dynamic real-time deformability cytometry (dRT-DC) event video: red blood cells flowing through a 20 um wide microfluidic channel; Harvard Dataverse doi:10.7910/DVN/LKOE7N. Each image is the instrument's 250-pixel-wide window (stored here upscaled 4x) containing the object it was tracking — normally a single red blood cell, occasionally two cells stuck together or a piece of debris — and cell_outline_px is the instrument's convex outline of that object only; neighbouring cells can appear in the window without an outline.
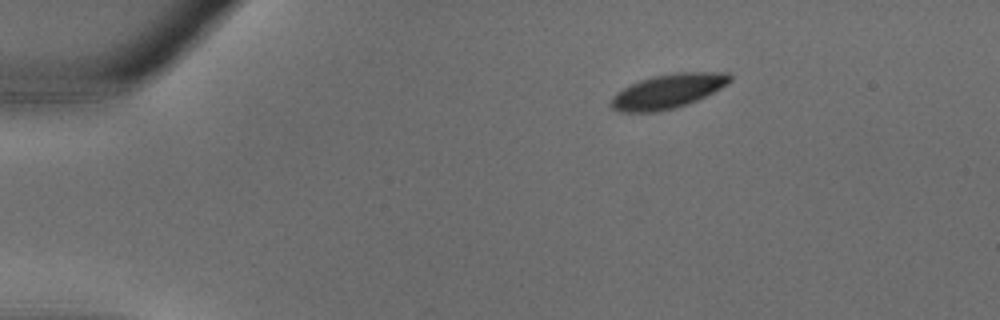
{"species": "common noctule bat (a hibernating species)", "species_latin": "Nyctalus noctula", "temperature_condition": "warm", "stored_images_in_passage": 30, "camera_frame_rate_fps": 3000, "um_per_image_px": 0.085, "animal": {"sex": "male", "body_mass_g": 18.8}, "frame": {"image": 1, "passage_image": 1, "time_ms": 0.0, "image_size_px": [1000, 320], "cell_outline_px": [[732, 80], [728, 84], [696, 100], [672, 108], [656, 112], [620, 112], [612, 108], [608, 104], [612, 96], [616, 92], [640, 80], [652, 76], [676, 72], [728, 72], [732, 76]], "centroid_in_image_um": [56.74, 7.74], "position_along_channel_um": 28.3, "area_um2": 23.64}}
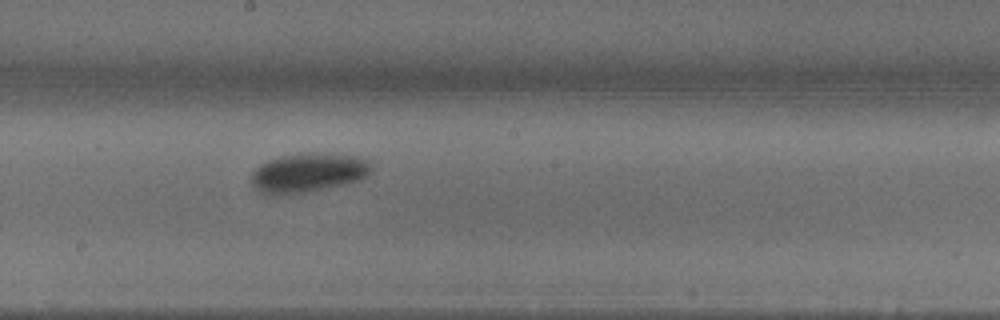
{"frame": {"image": 2, "passage_image": 15, "time_ms": 4.667, "image_size_px": [1000, 320], "cell_outline_px": [[372, 172], [360, 180], [348, 184], [308, 192], [280, 196], [268, 196], [260, 192], [252, 184], [252, 172], [260, 164], [268, 160], [300, 152], [356, 156], [372, 160]], "centroid_in_image_um": [26.22, 14.7], "position_along_channel_um": 222.0, "area_um2": 27.98}}
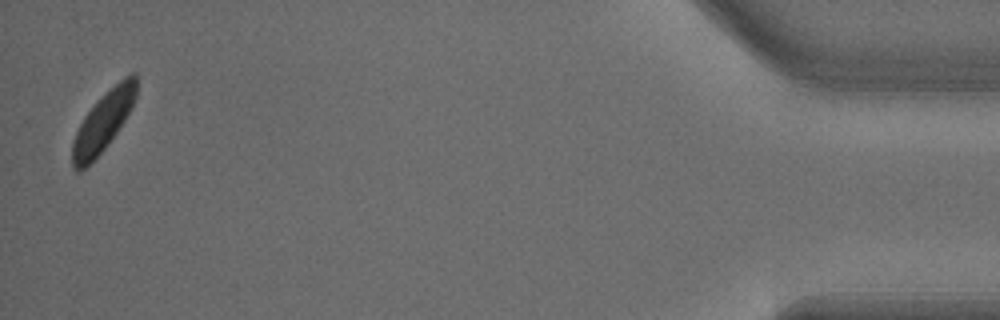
{"frame": {"image": 3, "passage_image": 30, "time_ms": 9.667, "image_size_px": [1000, 320], "cell_outline_px": [[136, 96], [124, 120], [116, 132], [104, 148], [80, 172], [72, 168], [72, 144], [76, 132], [84, 116], [124, 76], [132, 72], [136, 72]], "centroid_in_image_um": [8.75, 10.36], "position_along_channel_um": 426.4, "area_um2": 21.1}}